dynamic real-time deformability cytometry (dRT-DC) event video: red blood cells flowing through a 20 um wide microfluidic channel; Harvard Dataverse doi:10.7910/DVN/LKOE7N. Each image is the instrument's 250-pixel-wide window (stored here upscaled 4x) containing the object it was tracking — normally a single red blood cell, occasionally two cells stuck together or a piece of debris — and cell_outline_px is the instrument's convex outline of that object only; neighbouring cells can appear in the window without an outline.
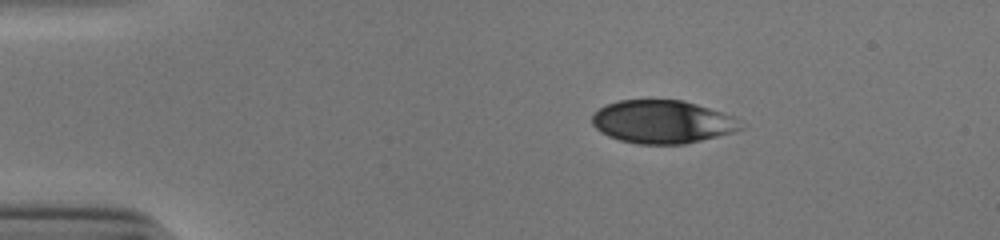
{"species": "human", "species_latin": "Homo sapiens", "temperature_condition": "cold", "stored_images_in_passage": 44, "camera_frame_rate_fps": 3000, "um_per_image_px": 0.085, "donor": {"sex": "male"}, "frame": {"image": 1, "passage_image": 1, "time_ms": 0.0, "image_size_px": [1000, 240], "cell_outline_px": [[744, 128], [736, 132], [684, 144], [636, 144], [620, 140], [608, 136], [600, 132], [592, 124], [592, 112], [608, 104], [620, 100], [684, 100], [736, 116]], "centroid_in_image_um": [56.33, 10.36], "position_along_channel_um": 28.7, "area_um2": 37.63}}
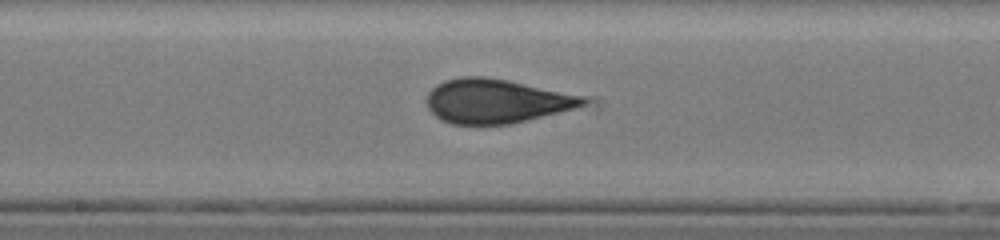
{"frame": {"image": 2, "passage_image": 20, "time_ms": 6.333, "image_size_px": [1000, 240], "cell_outline_px": [[588, 100], [584, 104], [572, 108], [508, 124], [452, 124], [440, 120], [428, 108], [428, 92], [436, 84], [444, 80], [464, 76], [484, 76], [508, 80], [584, 96]], "centroid_in_image_um": [42.11, 8.57], "position_along_channel_um": 206.1, "area_um2": 39.65}}
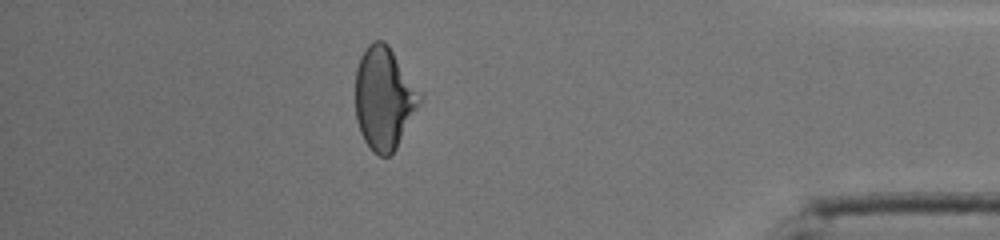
{"frame": {"image": 3, "passage_image": 38, "time_ms": 12.333, "image_size_px": [1000, 240], "cell_outline_px": [[424, 96], [420, 104], [396, 148], [388, 156], [380, 156], [372, 152], [364, 140], [360, 132], [356, 120], [356, 68], [360, 56], [368, 44], [372, 40], [384, 40], [388, 44]], "centroid_in_image_um": [32.64, 8.33], "position_along_channel_um": 402.6, "area_um2": 38.67}, "authors_computed_cell_mechanics": {"area_um2": 39.015, "velocity_mm_per_s": 3.9103, "shape_relaxation_time_tau1_ms": 6.9116, "shape_relaxation_time_tau2_ms": 1.0472, "deformation_change_tau1": 0.2047, "deformation_change_tau2": 0.0676}}